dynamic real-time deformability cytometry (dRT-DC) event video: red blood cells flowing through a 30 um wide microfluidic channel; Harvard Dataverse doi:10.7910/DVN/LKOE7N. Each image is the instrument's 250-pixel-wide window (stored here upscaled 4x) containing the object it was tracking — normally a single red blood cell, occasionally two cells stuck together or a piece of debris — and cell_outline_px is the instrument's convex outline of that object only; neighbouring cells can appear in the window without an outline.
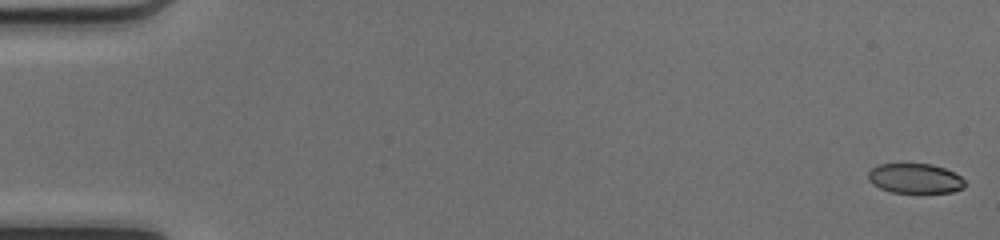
{"species": "common noctule bat (a hibernating species)", "species_latin": "Nyctalus noctula", "temperature_condition": "cold", "stored_images_in_passage": 50, "camera_frame_rate_fps": 3000, "um_per_image_px": 0.085, "animal": {"sex": "female", "body_mass_g": 17.0, "forearm_length_mm": 48.0}, "frame": {"image": 1, "passage_image": 1, "time_ms": 0.0, "image_size_px": [1000, 240], "cell_outline_px": [[964, 188], [952, 192], [892, 192], [880, 188], [872, 184], [868, 180], [868, 172], [872, 168], [880, 164], [932, 164], [944, 168], [960, 176], [964, 180]], "centroid_in_image_um": [77.76, 15.16], "position_along_channel_um": 7.2, "area_um2": 16.65}}
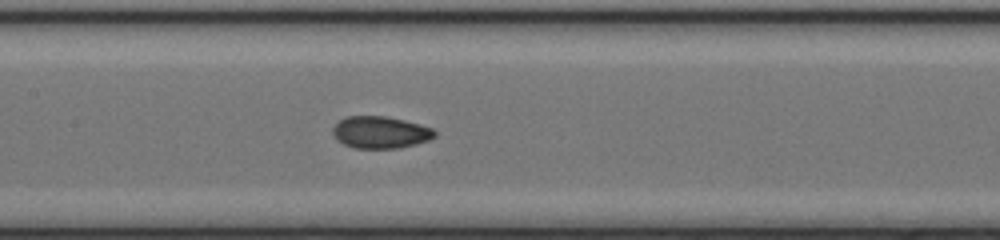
{"frame": {"image": 2, "passage_image": 25, "time_ms": 8.0, "image_size_px": [1000, 240], "cell_outline_px": [[436, 136], [428, 140], [416, 144], [396, 148], [356, 148], [344, 144], [336, 140], [332, 132], [332, 128], [344, 116], [384, 116], [404, 120], [420, 124], [432, 128], [436, 132]], "centroid_in_image_um": [32.32, 11.24], "position_along_channel_um": 175.1, "area_um2": 19.02}}
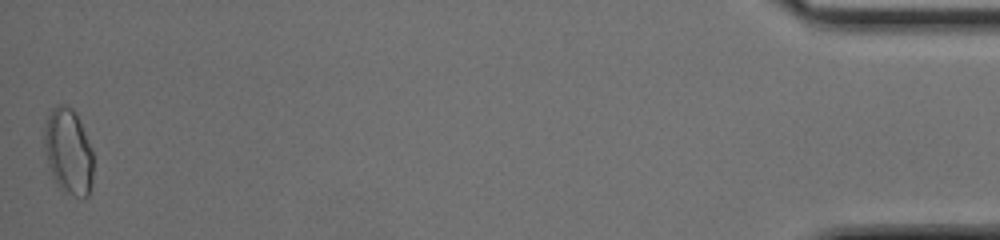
{"frame": {"image": 3, "passage_image": 50, "time_ms": 16.333, "image_size_px": [1000, 240], "cell_outline_px": [[92, 184], [88, 196], [84, 200], [72, 196], [64, 192], [56, 184], [52, 176], [48, 164], [44, 148], [44, 128], [48, 116], [52, 108], [56, 104], [64, 104], [72, 108], [76, 112], [80, 120], [92, 148]], "centroid_in_image_um": [5.82, 12.9], "position_along_channel_um": 429.4, "area_um2": 24.97}, "authors_computed_cell_mechanics": {"area_um2": 18.8428, "velocity_mm_per_s": 4.1872, "shape_relaxation_time_tau1_ms": 11.0954, "shape_relaxation_time_tau2_ms": 1.2894, "deformation_change_tau1": 0.1952, "deformation_change_tau2": 0.0568}}